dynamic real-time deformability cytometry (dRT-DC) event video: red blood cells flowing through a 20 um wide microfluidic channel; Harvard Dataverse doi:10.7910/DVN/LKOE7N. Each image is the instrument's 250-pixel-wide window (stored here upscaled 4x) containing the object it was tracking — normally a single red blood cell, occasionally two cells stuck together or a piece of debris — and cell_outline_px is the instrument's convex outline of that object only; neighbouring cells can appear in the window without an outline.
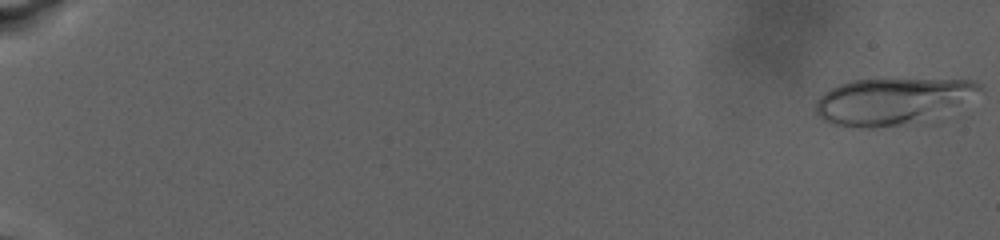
{"species": "human", "species_latin": "Homo sapiens", "temperature_condition": "warm", "stored_images_in_passage": 26, "camera_frame_rate_fps": 3000, "um_per_image_px": 0.085, "donor": {"sex": "male"}, "frame": {"image": 1, "passage_image": 1, "time_ms": 0.0, "image_size_px": [1000, 240], "cell_outline_px": [[984, 88], [952, 104], [904, 124], [876, 128], [860, 128], [828, 124], [816, 112], [816, 100], [824, 92], [840, 84], [852, 80], [976, 80]], "centroid_in_image_um": [75.59, 8.58], "position_along_channel_um": 9.4, "area_um2": 42.02}}
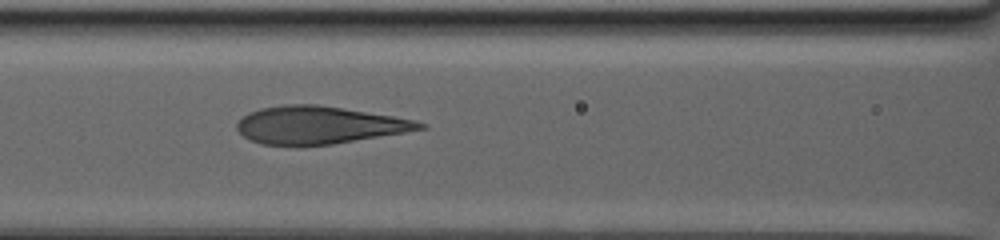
{"frame": {"image": 2, "passage_image": 19, "time_ms": 13.333, "image_size_px": [1000, 240], "cell_outline_px": [[428, 128], [332, 144], [260, 144], [244, 136], [236, 128], [236, 124], [248, 112], [260, 108], [284, 104], [316, 104], [344, 108], [416, 120], [428, 124]], "centroid_in_image_um": [27.13, 10.61], "position_along_channel_um": 139.5, "area_um2": 39.54}}
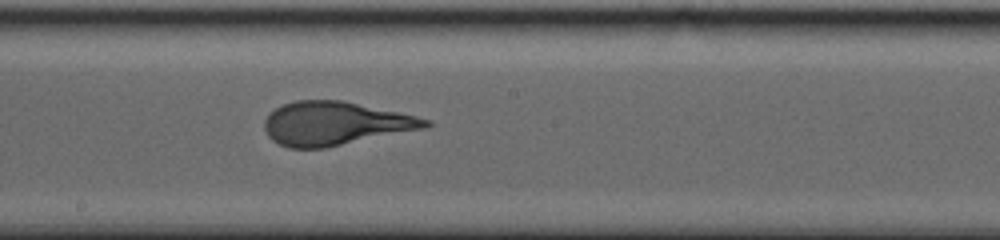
{"frame": {"image": 3, "passage_image": 26, "time_ms": 16.333, "image_size_px": [1000, 240], "cell_outline_px": [[432, 124], [424, 128], [324, 148], [288, 148], [272, 140], [268, 136], [264, 128], [264, 120], [268, 112], [284, 104], [296, 100], [340, 100], [416, 116], [432, 120]], "centroid_in_image_um": [28.43, 10.49], "position_along_channel_um": 219.8, "area_um2": 40.52}}